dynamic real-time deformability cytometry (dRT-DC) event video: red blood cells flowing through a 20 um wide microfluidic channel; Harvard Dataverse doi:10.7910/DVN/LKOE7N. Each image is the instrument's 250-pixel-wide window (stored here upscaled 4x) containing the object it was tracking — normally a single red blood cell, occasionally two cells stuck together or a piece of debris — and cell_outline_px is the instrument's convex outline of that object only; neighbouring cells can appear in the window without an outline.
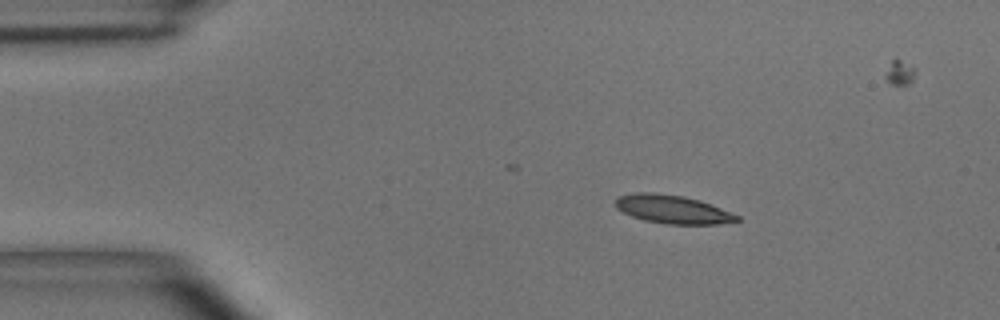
{"species": "common noctule bat (a hibernating species)", "species_latin": "Nyctalus noctula", "temperature_condition": "room temperature", "stored_images_in_passage": 3, "camera_frame_rate_fps": 3000, "um_per_image_px": 0.085, "animal": {"sex": "male", "body_mass_g": 15.6}, "frame": {"image": 1, "passage_image": 2, "time_ms": 1.333, "image_size_px": [1000, 320], "cell_outline_px": [[740, 220], [716, 224], [668, 224], [644, 220], [632, 216], [616, 208], [616, 196], [636, 192], [652, 192], [684, 196], [700, 200], [740, 216]], "centroid_in_image_um": [57.14, 17.78], "position_along_channel_um": 27.9, "area_um2": 20.0}}